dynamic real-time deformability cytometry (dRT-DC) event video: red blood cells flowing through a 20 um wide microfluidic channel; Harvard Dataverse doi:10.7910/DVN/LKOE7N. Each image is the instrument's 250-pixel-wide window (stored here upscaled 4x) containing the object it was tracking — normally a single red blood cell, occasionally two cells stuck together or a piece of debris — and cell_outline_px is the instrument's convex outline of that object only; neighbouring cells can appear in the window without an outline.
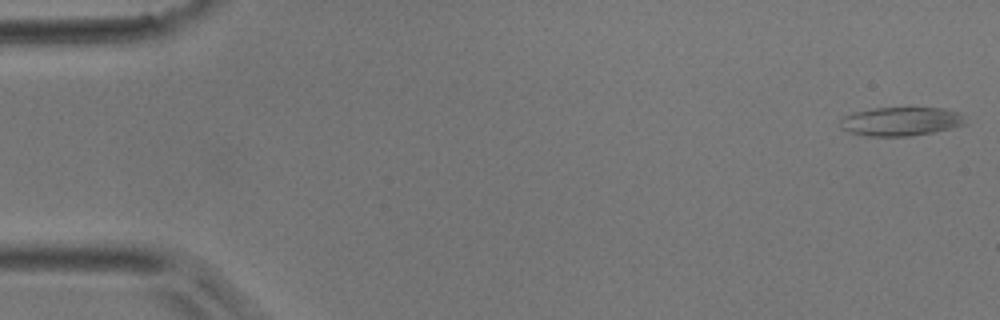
{"species": "common noctule bat (a hibernating species)", "species_latin": "Nyctalus noctula", "temperature_condition": "room temperature", "stored_images_in_passage": 45, "camera_frame_rate_fps": 3000, "um_per_image_px": 0.085, "animal": {"sex": "male", "body_mass_g": 17.9}, "frame": {"image": 1, "passage_image": 1, "time_ms": 0.0, "image_size_px": [1000, 320], "cell_outline_px": [[964, 124], [952, 128], [912, 136], [864, 136], [848, 132], [840, 128], [840, 120], [844, 116], [856, 112], [872, 108], [944, 108], [960, 112], [964, 116]], "centroid_in_image_um": [76.56, 10.32], "position_along_channel_um": 8.4, "area_um2": 21.04}}
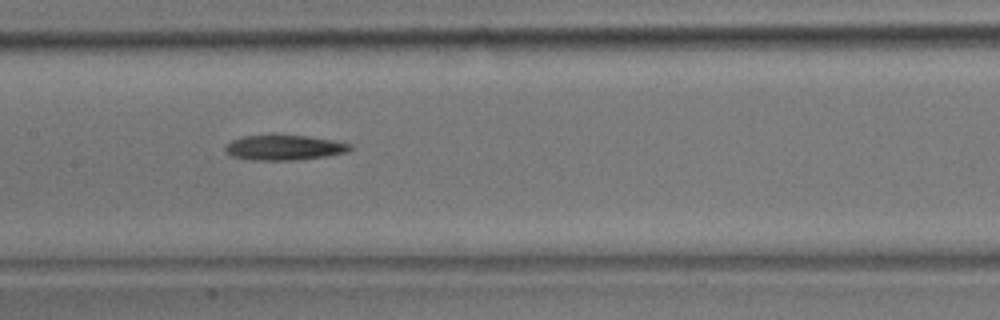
{"frame": {"image": 2, "passage_image": 22, "time_ms": 7.0, "image_size_px": [1000, 320], "cell_outline_px": [[352, 148], [348, 152], [328, 156], [292, 160], [252, 160], [232, 156], [224, 152], [224, 144], [232, 140], [244, 136], [308, 136], [332, 140], [352, 144]], "centroid_in_image_um": [24.14, 12.56], "position_along_channel_um": 183.3, "area_um2": 18.15}}
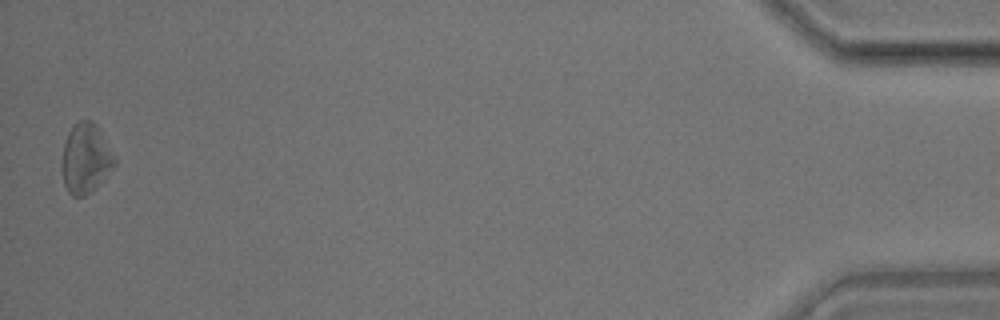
{"frame": {"image": 3, "passage_image": 45, "time_ms": 14.667, "image_size_px": [1000, 320], "cell_outline_px": [[116, 164], [92, 192], [84, 196], [72, 196], [68, 192], [64, 184], [60, 164], [64, 144], [68, 132], [72, 124], [80, 120], [92, 120], [96, 124], [116, 160]], "centroid_in_image_um": [7.24, 13.48], "position_along_channel_um": 428.0, "area_um2": 21.5}}